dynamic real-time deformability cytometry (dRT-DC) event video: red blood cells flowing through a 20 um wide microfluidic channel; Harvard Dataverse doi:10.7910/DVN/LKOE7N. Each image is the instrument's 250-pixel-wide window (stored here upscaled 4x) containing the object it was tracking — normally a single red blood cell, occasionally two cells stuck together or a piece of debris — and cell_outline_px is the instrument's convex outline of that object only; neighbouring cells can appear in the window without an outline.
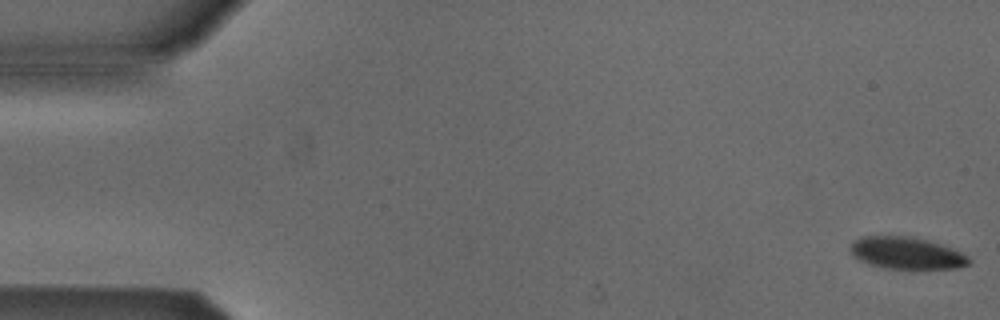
{"species": "Egyptian fruit bat (a non-hibernating species)", "species_latin": "Rousettus aegyptiacus", "temperature_condition": "cold", "stored_images_in_passage": 6, "camera_frame_rate_fps": 3000, "um_per_image_px": 0.085, "animal": {"sex": "male"}, "frame": {"image": 1, "passage_image": 1, "time_ms": 0.0, "image_size_px": [1000, 320], "cell_outline_px": [[972, 260], [968, 264], [956, 268], [884, 268], [868, 264], [852, 256], [848, 248], [852, 240], [860, 236], [912, 236], [928, 240], [940, 244], [960, 252], [968, 256]], "centroid_in_image_um": [76.98, 21.49], "position_along_channel_um": 8.0, "area_um2": 22.2}}
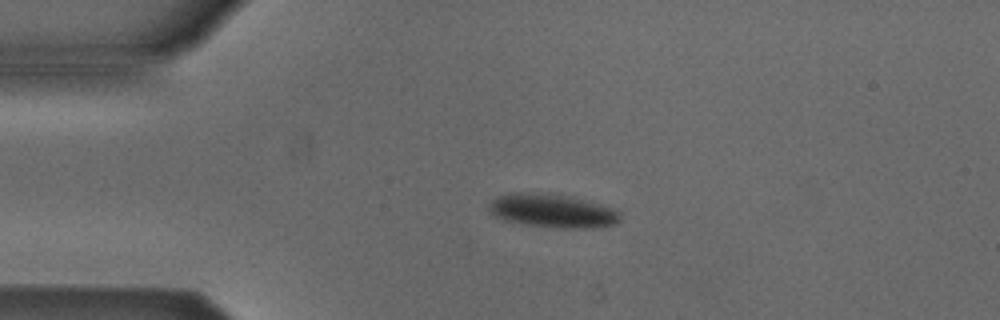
{"frame": {"image": 2, "passage_image": 4, "time_ms": 3.667, "image_size_px": [1000, 320], "cell_outline_px": [[620, 220], [616, 224], [584, 228], [560, 228], [524, 224], [504, 220], [496, 216], [488, 208], [488, 204], [496, 196], [508, 192], [528, 192], [568, 196], [600, 204], [612, 208], [620, 212]], "centroid_in_image_um": [46.92, 17.91], "position_along_channel_um": 38.1, "area_um2": 25.49}}
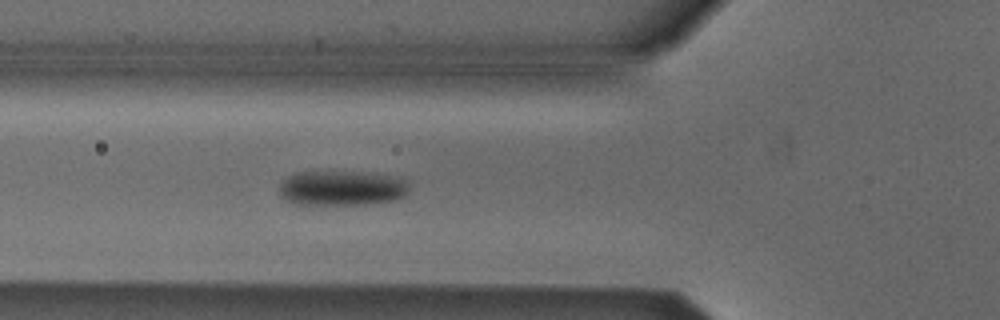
{"frame": {"image": 3, "passage_image": 6, "time_ms": 6.0, "image_size_px": [1000, 320], "cell_outline_px": [[408, 192], [404, 196], [396, 200], [364, 204], [296, 204], [288, 200], [280, 192], [280, 184], [288, 176], [296, 172], [376, 172], [408, 180]], "centroid_in_image_um": [29.12, 15.97], "position_along_channel_um": 96.7, "area_um2": 26.41}}